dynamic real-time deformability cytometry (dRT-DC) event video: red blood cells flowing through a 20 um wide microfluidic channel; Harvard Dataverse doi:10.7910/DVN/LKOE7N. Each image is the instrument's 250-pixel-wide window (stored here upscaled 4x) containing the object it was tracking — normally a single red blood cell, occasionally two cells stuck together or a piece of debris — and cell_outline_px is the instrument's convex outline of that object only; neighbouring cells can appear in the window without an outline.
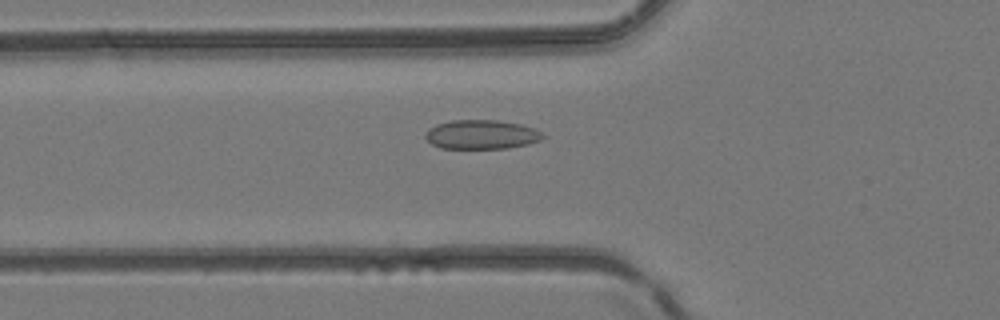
{"species": "common noctule bat (a hibernating species)", "species_latin": "Nyctalus noctula", "temperature_condition": "room temperature", "stored_images_in_passage": 32, "camera_frame_rate_fps": 3000, "um_per_image_px": 0.085, "animal": {"sex": "female", "body_mass_g": 24.6, "forearm_length_mm": 56.2}, "frame": {"image": 1, "passage_image": 8, "time_ms": 2.333, "image_size_px": [1000, 320], "cell_outline_px": [[544, 136], [540, 140], [528, 144], [508, 148], [440, 148], [432, 144], [424, 136], [424, 132], [428, 128], [436, 124], [452, 120], [496, 120], [520, 124], [532, 128], [540, 132]], "centroid_in_image_um": [40.87, 11.43], "position_along_channel_um": 84.9, "area_um2": 19.88}}
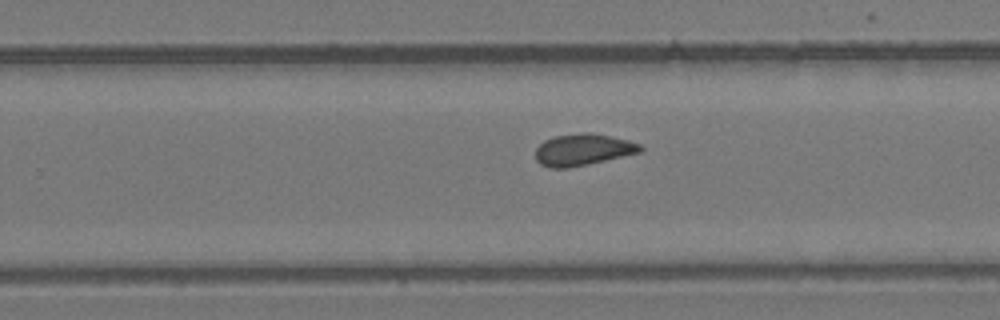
{"frame": {"image": 2, "passage_image": 21, "time_ms": 6.667, "image_size_px": [1000, 320], "cell_outline_px": [[644, 148], [640, 152], [588, 164], [568, 168], [552, 168], [540, 164], [536, 160], [536, 148], [544, 140], [552, 136], [580, 132], [588, 132], [628, 140], [640, 144]], "centroid_in_image_um": [49.52, 12.71], "position_along_channel_um": 280.3, "area_um2": 19.31}}
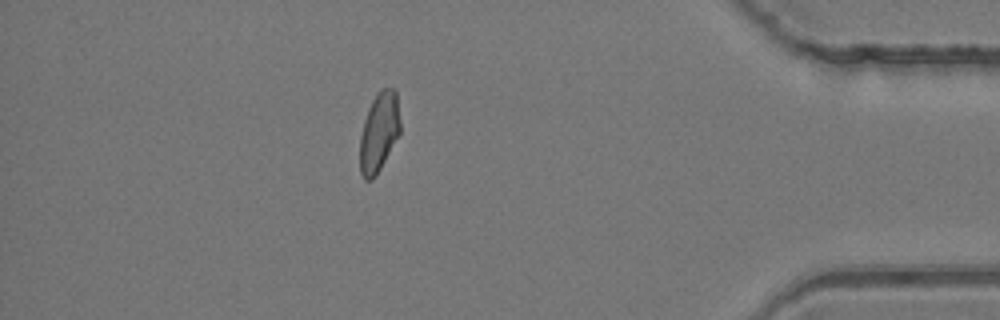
{"frame": {"image": 3, "passage_image": 32, "time_ms": 10.333, "image_size_px": [1000, 320], "cell_outline_px": [[400, 132], [376, 176], [372, 180], [364, 180], [360, 172], [360, 136], [364, 120], [368, 108], [376, 92], [380, 88], [396, 88], [400, 120]], "centroid_in_image_um": [32.21, 11.2], "position_along_channel_um": 403.0, "area_um2": 18.79}}